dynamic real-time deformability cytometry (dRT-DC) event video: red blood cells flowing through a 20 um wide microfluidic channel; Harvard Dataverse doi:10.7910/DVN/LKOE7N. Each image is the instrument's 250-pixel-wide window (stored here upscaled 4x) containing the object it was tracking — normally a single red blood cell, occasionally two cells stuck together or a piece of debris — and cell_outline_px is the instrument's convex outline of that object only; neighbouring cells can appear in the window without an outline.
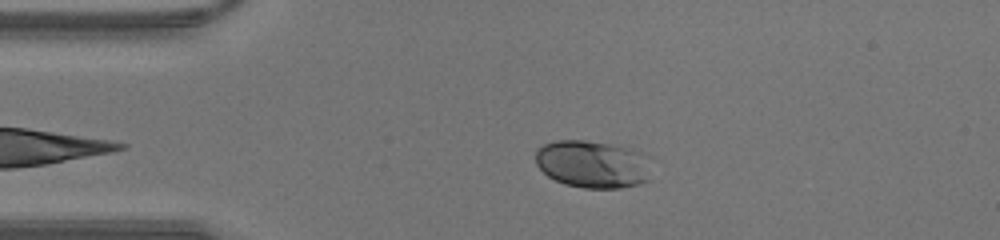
{"species": "human", "species_latin": "Homo sapiens", "temperature_condition": "warm", "stored_images_in_passage": 42, "camera_frame_rate_fps": 3000, "um_per_image_px": 0.085, "donor": {"sex": "male"}, "frame": {"image": 1, "passage_image": 9, "time_ms": 2.667, "image_size_px": [1000, 240], "cell_outline_px": [[652, 180], [640, 184], [620, 188], [584, 188], [564, 184], [548, 176], [536, 164], [536, 148], [544, 144], [556, 140], [584, 140], [608, 144], [628, 148], [644, 152], [652, 156]], "centroid_in_image_um": [50.48, 13.96], "position_along_channel_um": 34.5, "area_um2": 32.95}}
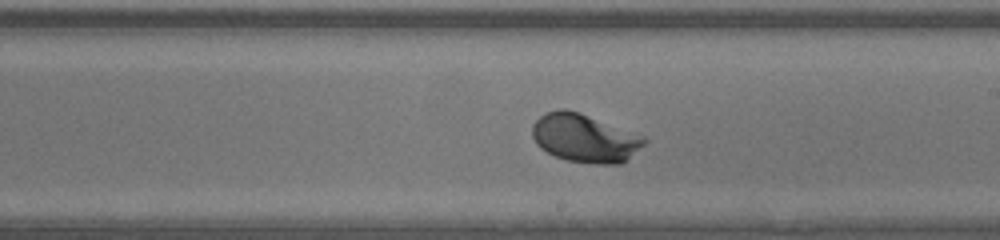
{"frame": {"image": 2, "passage_image": 24, "time_ms": 7.667, "image_size_px": [1000, 240], "cell_outline_px": [[648, 140], [624, 164], [596, 164], [568, 160], [556, 156], [540, 148], [536, 144], [532, 136], [532, 124], [544, 112], [560, 108], [564, 108], [580, 112], [648, 136]], "centroid_in_image_um": [49.74, 11.72], "position_along_channel_um": 239.3, "area_um2": 32.14}}
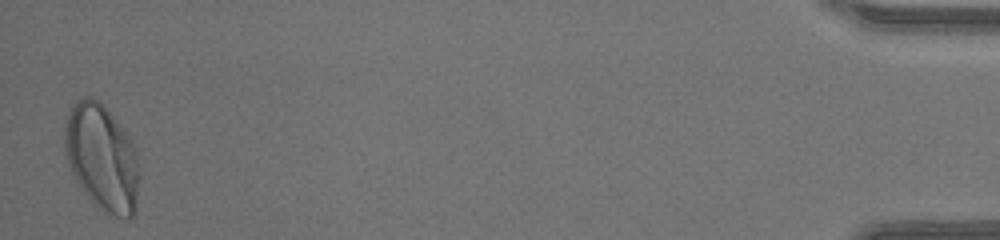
{"frame": {"image": 3, "passage_image": 42, "time_ms": 13.667, "image_size_px": [1000, 240], "cell_outline_px": [[136, 212], [128, 220], [120, 220], [96, 208], [72, 176], [68, 168], [64, 148], [64, 124], [68, 108], [80, 96], [92, 96], [100, 100], [104, 104], [132, 140], [136, 148]], "centroid_in_image_um": [8.6, 13.37], "position_along_channel_um": 426.6, "area_um2": 47.16}}